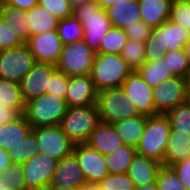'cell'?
<instances>
[{"mask_svg": "<svg viewBox=\"0 0 190 190\" xmlns=\"http://www.w3.org/2000/svg\"><path fill=\"white\" fill-rule=\"evenodd\" d=\"M137 72L150 87L158 86L175 77L164 58L159 61H146Z\"/></svg>", "mask_w": 190, "mask_h": 190, "instance_id": "cell-27", "label": "cell"}, {"mask_svg": "<svg viewBox=\"0 0 190 190\" xmlns=\"http://www.w3.org/2000/svg\"><path fill=\"white\" fill-rule=\"evenodd\" d=\"M190 39V32L180 25L167 20L161 26L152 29L145 43L146 61H159L167 51L183 49Z\"/></svg>", "mask_w": 190, "mask_h": 190, "instance_id": "cell-1", "label": "cell"}, {"mask_svg": "<svg viewBox=\"0 0 190 190\" xmlns=\"http://www.w3.org/2000/svg\"><path fill=\"white\" fill-rule=\"evenodd\" d=\"M95 54L83 39L63 45L56 68L69 77L90 75Z\"/></svg>", "mask_w": 190, "mask_h": 190, "instance_id": "cell-8", "label": "cell"}, {"mask_svg": "<svg viewBox=\"0 0 190 190\" xmlns=\"http://www.w3.org/2000/svg\"><path fill=\"white\" fill-rule=\"evenodd\" d=\"M86 144L103 155L109 154L124 145L114 125L103 121L92 131Z\"/></svg>", "mask_w": 190, "mask_h": 190, "instance_id": "cell-19", "label": "cell"}, {"mask_svg": "<svg viewBox=\"0 0 190 190\" xmlns=\"http://www.w3.org/2000/svg\"><path fill=\"white\" fill-rule=\"evenodd\" d=\"M36 134L39 153L60 161L73 153L75 143L62 131L60 125L32 128Z\"/></svg>", "mask_w": 190, "mask_h": 190, "instance_id": "cell-12", "label": "cell"}, {"mask_svg": "<svg viewBox=\"0 0 190 190\" xmlns=\"http://www.w3.org/2000/svg\"><path fill=\"white\" fill-rule=\"evenodd\" d=\"M133 190H157V185L155 182L149 185L135 186Z\"/></svg>", "mask_w": 190, "mask_h": 190, "instance_id": "cell-50", "label": "cell"}, {"mask_svg": "<svg viewBox=\"0 0 190 190\" xmlns=\"http://www.w3.org/2000/svg\"><path fill=\"white\" fill-rule=\"evenodd\" d=\"M35 63L26 44L0 50V79L21 83Z\"/></svg>", "mask_w": 190, "mask_h": 190, "instance_id": "cell-9", "label": "cell"}, {"mask_svg": "<svg viewBox=\"0 0 190 190\" xmlns=\"http://www.w3.org/2000/svg\"><path fill=\"white\" fill-rule=\"evenodd\" d=\"M136 153L137 150L135 147L123 145L111 153L106 154L105 160L109 174H126Z\"/></svg>", "mask_w": 190, "mask_h": 190, "instance_id": "cell-28", "label": "cell"}, {"mask_svg": "<svg viewBox=\"0 0 190 190\" xmlns=\"http://www.w3.org/2000/svg\"><path fill=\"white\" fill-rule=\"evenodd\" d=\"M157 190H187L179 180L175 171L169 167L162 165L156 177Z\"/></svg>", "mask_w": 190, "mask_h": 190, "instance_id": "cell-39", "label": "cell"}, {"mask_svg": "<svg viewBox=\"0 0 190 190\" xmlns=\"http://www.w3.org/2000/svg\"><path fill=\"white\" fill-rule=\"evenodd\" d=\"M93 1H95L101 7V9L106 10L108 7L124 0H93Z\"/></svg>", "mask_w": 190, "mask_h": 190, "instance_id": "cell-49", "label": "cell"}, {"mask_svg": "<svg viewBox=\"0 0 190 190\" xmlns=\"http://www.w3.org/2000/svg\"><path fill=\"white\" fill-rule=\"evenodd\" d=\"M120 54L127 65L133 71H137L146 62L145 43L128 38L127 43Z\"/></svg>", "mask_w": 190, "mask_h": 190, "instance_id": "cell-34", "label": "cell"}, {"mask_svg": "<svg viewBox=\"0 0 190 190\" xmlns=\"http://www.w3.org/2000/svg\"><path fill=\"white\" fill-rule=\"evenodd\" d=\"M0 16L8 26L11 25L13 29H16V34L24 43L28 41L30 34L25 24L27 18L25 10L4 3L0 7Z\"/></svg>", "mask_w": 190, "mask_h": 190, "instance_id": "cell-29", "label": "cell"}, {"mask_svg": "<svg viewBox=\"0 0 190 190\" xmlns=\"http://www.w3.org/2000/svg\"><path fill=\"white\" fill-rule=\"evenodd\" d=\"M5 4L28 11L38 5V0H5Z\"/></svg>", "mask_w": 190, "mask_h": 190, "instance_id": "cell-47", "label": "cell"}, {"mask_svg": "<svg viewBox=\"0 0 190 190\" xmlns=\"http://www.w3.org/2000/svg\"><path fill=\"white\" fill-rule=\"evenodd\" d=\"M97 106L100 119L106 123L139 115L134 104L127 98L122 87L103 89L98 92Z\"/></svg>", "mask_w": 190, "mask_h": 190, "instance_id": "cell-7", "label": "cell"}, {"mask_svg": "<svg viewBox=\"0 0 190 190\" xmlns=\"http://www.w3.org/2000/svg\"><path fill=\"white\" fill-rule=\"evenodd\" d=\"M73 16L82 24L84 42L96 52L103 37L112 27L106 10L91 0L75 7Z\"/></svg>", "mask_w": 190, "mask_h": 190, "instance_id": "cell-3", "label": "cell"}, {"mask_svg": "<svg viewBox=\"0 0 190 190\" xmlns=\"http://www.w3.org/2000/svg\"><path fill=\"white\" fill-rule=\"evenodd\" d=\"M32 130L31 125L22 114L20 117L0 126V147L5 151L17 146Z\"/></svg>", "mask_w": 190, "mask_h": 190, "instance_id": "cell-25", "label": "cell"}, {"mask_svg": "<svg viewBox=\"0 0 190 190\" xmlns=\"http://www.w3.org/2000/svg\"><path fill=\"white\" fill-rule=\"evenodd\" d=\"M82 190H101L97 185H86Z\"/></svg>", "mask_w": 190, "mask_h": 190, "instance_id": "cell-54", "label": "cell"}, {"mask_svg": "<svg viewBox=\"0 0 190 190\" xmlns=\"http://www.w3.org/2000/svg\"><path fill=\"white\" fill-rule=\"evenodd\" d=\"M70 3V6L74 9L75 7L81 5L84 2H88L91 0H68Z\"/></svg>", "mask_w": 190, "mask_h": 190, "instance_id": "cell-53", "label": "cell"}, {"mask_svg": "<svg viewBox=\"0 0 190 190\" xmlns=\"http://www.w3.org/2000/svg\"><path fill=\"white\" fill-rule=\"evenodd\" d=\"M97 96L98 91L90 75L70 77L65 97L68 107L96 104Z\"/></svg>", "mask_w": 190, "mask_h": 190, "instance_id": "cell-17", "label": "cell"}, {"mask_svg": "<svg viewBox=\"0 0 190 190\" xmlns=\"http://www.w3.org/2000/svg\"><path fill=\"white\" fill-rule=\"evenodd\" d=\"M4 3H5V0H0V7H1V5L4 4Z\"/></svg>", "mask_w": 190, "mask_h": 190, "instance_id": "cell-57", "label": "cell"}, {"mask_svg": "<svg viewBox=\"0 0 190 190\" xmlns=\"http://www.w3.org/2000/svg\"><path fill=\"white\" fill-rule=\"evenodd\" d=\"M100 122L97 104L76 106L67 108L60 127L73 143H86Z\"/></svg>", "mask_w": 190, "mask_h": 190, "instance_id": "cell-6", "label": "cell"}, {"mask_svg": "<svg viewBox=\"0 0 190 190\" xmlns=\"http://www.w3.org/2000/svg\"><path fill=\"white\" fill-rule=\"evenodd\" d=\"M5 188L6 187L3 185V183L1 182V179H0V190H6Z\"/></svg>", "mask_w": 190, "mask_h": 190, "instance_id": "cell-55", "label": "cell"}, {"mask_svg": "<svg viewBox=\"0 0 190 190\" xmlns=\"http://www.w3.org/2000/svg\"><path fill=\"white\" fill-rule=\"evenodd\" d=\"M67 108L66 99L46 92L26 102L23 115L32 128L57 126Z\"/></svg>", "mask_w": 190, "mask_h": 190, "instance_id": "cell-4", "label": "cell"}, {"mask_svg": "<svg viewBox=\"0 0 190 190\" xmlns=\"http://www.w3.org/2000/svg\"><path fill=\"white\" fill-rule=\"evenodd\" d=\"M173 0H138L141 21L152 29L169 20Z\"/></svg>", "mask_w": 190, "mask_h": 190, "instance_id": "cell-22", "label": "cell"}, {"mask_svg": "<svg viewBox=\"0 0 190 190\" xmlns=\"http://www.w3.org/2000/svg\"><path fill=\"white\" fill-rule=\"evenodd\" d=\"M132 71L121 54L96 53L90 76L99 92L121 87Z\"/></svg>", "mask_w": 190, "mask_h": 190, "instance_id": "cell-2", "label": "cell"}, {"mask_svg": "<svg viewBox=\"0 0 190 190\" xmlns=\"http://www.w3.org/2000/svg\"><path fill=\"white\" fill-rule=\"evenodd\" d=\"M112 27L125 29L135 22L141 21V14L138 0H124L106 9Z\"/></svg>", "mask_w": 190, "mask_h": 190, "instance_id": "cell-20", "label": "cell"}, {"mask_svg": "<svg viewBox=\"0 0 190 190\" xmlns=\"http://www.w3.org/2000/svg\"><path fill=\"white\" fill-rule=\"evenodd\" d=\"M101 190H133L135 185L128 174H107L98 184Z\"/></svg>", "mask_w": 190, "mask_h": 190, "instance_id": "cell-40", "label": "cell"}, {"mask_svg": "<svg viewBox=\"0 0 190 190\" xmlns=\"http://www.w3.org/2000/svg\"><path fill=\"white\" fill-rule=\"evenodd\" d=\"M25 44L36 62L57 65L63 44L56 30L30 36Z\"/></svg>", "mask_w": 190, "mask_h": 190, "instance_id": "cell-14", "label": "cell"}, {"mask_svg": "<svg viewBox=\"0 0 190 190\" xmlns=\"http://www.w3.org/2000/svg\"><path fill=\"white\" fill-rule=\"evenodd\" d=\"M188 79L175 76L152 87V97L155 111L166 114L177 105L188 100Z\"/></svg>", "mask_w": 190, "mask_h": 190, "instance_id": "cell-10", "label": "cell"}, {"mask_svg": "<svg viewBox=\"0 0 190 190\" xmlns=\"http://www.w3.org/2000/svg\"><path fill=\"white\" fill-rule=\"evenodd\" d=\"M181 181V184L190 190V158H186L170 166Z\"/></svg>", "mask_w": 190, "mask_h": 190, "instance_id": "cell-45", "label": "cell"}, {"mask_svg": "<svg viewBox=\"0 0 190 190\" xmlns=\"http://www.w3.org/2000/svg\"><path fill=\"white\" fill-rule=\"evenodd\" d=\"M57 70L55 65L36 62L20 83L24 102L46 93L50 79Z\"/></svg>", "mask_w": 190, "mask_h": 190, "instance_id": "cell-16", "label": "cell"}, {"mask_svg": "<svg viewBox=\"0 0 190 190\" xmlns=\"http://www.w3.org/2000/svg\"><path fill=\"white\" fill-rule=\"evenodd\" d=\"M86 185L83 172L73 153L58 161L50 186L83 188Z\"/></svg>", "mask_w": 190, "mask_h": 190, "instance_id": "cell-18", "label": "cell"}, {"mask_svg": "<svg viewBox=\"0 0 190 190\" xmlns=\"http://www.w3.org/2000/svg\"><path fill=\"white\" fill-rule=\"evenodd\" d=\"M69 80L70 77L68 75L57 70L52 75L50 79L49 89H46V92L65 99Z\"/></svg>", "mask_w": 190, "mask_h": 190, "instance_id": "cell-43", "label": "cell"}, {"mask_svg": "<svg viewBox=\"0 0 190 190\" xmlns=\"http://www.w3.org/2000/svg\"><path fill=\"white\" fill-rule=\"evenodd\" d=\"M161 163L136 153L129 166L128 176L135 186L149 185L156 182Z\"/></svg>", "mask_w": 190, "mask_h": 190, "instance_id": "cell-21", "label": "cell"}, {"mask_svg": "<svg viewBox=\"0 0 190 190\" xmlns=\"http://www.w3.org/2000/svg\"><path fill=\"white\" fill-rule=\"evenodd\" d=\"M20 116L21 114L15 108H9L0 104V126L14 121Z\"/></svg>", "mask_w": 190, "mask_h": 190, "instance_id": "cell-46", "label": "cell"}, {"mask_svg": "<svg viewBox=\"0 0 190 190\" xmlns=\"http://www.w3.org/2000/svg\"><path fill=\"white\" fill-rule=\"evenodd\" d=\"M186 158H190V132L170 130L163 165L170 167Z\"/></svg>", "mask_w": 190, "mask_h": 190, "instance_id": "cell-23", "label": "cell"}, {"mask_svg": "<svg viewBox=\"0 0 190 190\" xmlns=\"http://www.w3.org/2000/svg\"><path fill=\"white\" fill-rule=\"evenodd\" d=\"M38 153L39 149L36 134L31 130L17 146L10 149L9 157L11 164L23 165Z\"/></svg>", "mask_w": 190, "mask_h": 190, "instance_id": "cell-31", "label": "cell"}, {"mask_svg": "<svg viewBox=\"0 0 190 190\" xmlns=\"http://www.w3.org/2000/svg\"><path fill=\"white\" fill-rule=\"evenodd\" d=\"M38 5L44 7L59 20L73 16V8L68 0H38Z\"/></svg>", "mask_w": 190, "mask_h": 190, "instance_id": "cell-41", "label": "cell"}, {"mask_svg": "<svg viewBox=\"0 0 190 190\" xmlns=\"http://www.w3.org/2000/svg\"><path fill=\"white\" fill-rule=\"evenodd\" d=\"M15 31L16 29H13L11 25L8 26L0 16V50L16 48L25 44Z\"/></svg>", "mask_w": 190, "mask_h": 190, "instance_id": "cell-42", "label": "cell"}, {"mask_svg": "<svg viewBox=\"0 0 190 190\" xmlns=\"http://www.w3.org/2000/svg\"><path fill=\"white\" fill-rule=\"evenodd\" d=\"M188 89H190V74H189V77H188Z\"/></svg>", "mask_w": 190, "mask_h": 190, "instance_id": "cell-56", "label": "cell"}, {"mask_svg": "<svg viewBox=\"0 0 190 190\" xmlns=\"http://www.w3.org/2000/svg\"><path fill=\"white\" fill-rule=\"evenodd\" d=\"M58 160L38 153L23 166L26 190H46L52 181Z\"/></svg>", "mask_w": 190, "mask_h": 190, "instance_id": "cell-11", "label": "cell"}, {"mask_svg": "<svg viewBox=\"0 0 190 190\" xmlns=\"http://www.w3.org/2000/svg\"><path fill=\"white\" fill-rule=\"evenodd\" d=\"M147 116L136 115L113 123L124 145L137 147L145 131Z\"/></svg>", "mask_w": 190, "mask_h": 190, "instance_id": "cell-24", "label": "cell"}, {"mask_svg": "<svg viewBox=\"0 0 190 190\" xmlns=\"http://www.w3.org/2000/svg\"><path fill=\"white\" fill-rule=\"evenodd\" d=\"M188 100L190 101V89H189V95H188Z\"/></svg>", "mask_w": 190, "mask_h": 190, "instance_id": "cell-58", "label": "cell"}, {"mask_svg": "<svg viewBox=\"0 0 190 190\" xmlns=\"http://www.w3.org/2000/svg\"><path fill=\"white\" fill-rule=\"evenodd\" d=\"M169 20L190 32V0H173Z\"/></svg>", "mask_w": 190, "mask_h": 190, "instance_id": "cell-38", "label": "cell"}, {"mask_svg": "<svg viewBox=\"0 0 190 190\" xmlns=\"http://www.w3.org/2000/svg\"><path fill=\"white\" fill-rule=\"evenodd\" d=\"M0 104L15 108L22 115L25 102L22 97L21 84L7 79H0Z\"/></svg>", "mask_w": 190, "mask_h": 190, "instance_id": "cell-30", "label": "cell"}, {"mask_svg": "<svg viewBox=\"0 0 190 190\" xmlns=\"http://www.w3.org/2000/svg\"><path fill=\"white\" fill-rule=\"evenodd\" d=\"M175 76L188 79L190 74V63L183 49L167 51L163 57Z\"/></svg>", "mask_w": 190, "mask_h": 190, "instance_id": "cell-36", "label": "cell"}, {"mask_svg": "<svg viewBox=\"0 0 190 190\" xmlns=\"http://www.w3.org/2000/svg\"><path fill=\"white\" fill-rule=\"evenodd\" d=\"M26 26L30 36L41 34L43 32L56 30L59 19L48 12L44 7L36 5L26 11Z\"/></svg>", "mask_w": 190, "mask_h": 190, "instance_id": "cell-26", "label": "cell"}, {"mask_svg": "<svg viewBox=\"0 0 190 190\" xmlns=\"http://www.w3.org/2000/svg\"><path fill=\"white\" fill-rule=\"evenodd\" d=\"M124 31L129 39L144 43L151 35L152 28L146 25L144 22L138 21L132 26H127Z\"/></svg>", "mask_w": 190, "mask_h": 190, "instance_id": "cell-44", "label": "cell"}, {"mask_svg": "<svg viewBox=\"0 0 190 190\" xmlns=\"http://www.w3.org/2000/svg\"><path fill=\"white\" fill-rule=\"evenodd\" d=\"M46 190H82V188L49 186Z\"/></svg>", "mask_w": 190, "mask_h": 190, "instance_id": "cell-51", "label": "cell"}, {"mask_svg": "<svg viewBox=\"0 0 190 190\" xmlns=\"http://www.w3.org/2000/svg\"><path fill=\"white\" fill-rule=\"evenodd\" d=\"M121 87L139 114L146 116L158 114L153 104L152 87L142 79L137 71H132Z\"/></svg>", "mask_w": 190, "mask_h": 190, "instance_id": "cell-15", "label": "cell"}, {"mask_svg": "<svg viewBox=\"0 0 190 190\" xmlns=\"http://www.w3.org/2000/svg\"><path fill=\"white\" fill-rule=\"evenodd\" d=\"M6 190H26L23 166L11 164L0 173Z\"/></svg>", "mask_w": 190, "mask_h": 190, "instance_id": "cell-37", "label": "cell"}, {"mask_svg": "<svg viewBox=\"0 0 190 190\" xmlns=\"http://www.w3.org/2000/svg\"><path fill=\"white\" fill-rule=\"evenodd\" d=\"M56 31L63 45L77 42L83 39V28L81 22L74 16L60 19Z\"/></svg>", "mask_w": 190, "mask_h": 190, "instance_id": "cell-32", "label": "cell"}, {"mask_svg": "<svg viewBox=\"0 0 190 190\" xmlns=\"http://www.w3.org/2000/svg\"><path fill=\"white\" fill-rule=\"evenodd\" d=\"M11 165V160L9 157V152L5 151L0 147V173Z\"/></svg>", "mask_w": 190, "mask_h": 190, "instance_id": "cell-48", "label": "cell"}, {"mask_svg": "<svg viewBox=\"0 0 190 190\" xmlns=\"http://www.w3.org/2000/svg\"><path fill=\"white\" fill-rule=\"evenodd\" d=\"M171 130H176L180 132H190V101L177 105L170 111L166 113Z\"/></svg>", "mask_w": 190, "mask_h": 190, "instance_id": "cell-35", "label": "cell"}, {"mask_svg": "<svg viewBox=\"0 0 190 190\" xmlns=\"http://www.w3.org/2000/svg\"><path fill=\"white\" fill-rule=\"evenodd\" d=\"M128 40L124 29L111 27L96 53L120 54Z\"/></svg>", "mask_w": 190, "mask_h": 190, "instance_id": "cell-33", "label": "cell"}, {"mask_svg": "<svg viewBox=\"0 0 190 190\" xmlns=\"http://www.w3.org/2000/svg\"><path fill=\"white\" fill-rule=\"evenodd\" d=\"M73 154L83 172L87 185H96L109 174L105 155L91 148L88 144H75Z\"/></svg>", "mask_w": 190, "mask_h": 190, "instance_id": "cell-13", "label": "cell"}, {"mask_svg": "<svg viewBox=\"0 0 190 190\" xmlns=\"http://www.w3.org/2000/svg\"><path fill=\"white\" fill-rule=\"evenodd\" d=\"M171 130L166 114L147 116L145 131L136 147L137 153L163 165V158Z\"/></svg>", "mask_w": 190, "mask_h": 190, "instance_id": "cell-5", "label": "cell"}, {"mask_svg": "<svg viewBox=\"0 0 190 190\" xmlns=\"http://www.w3.org/2000/svg\"><path fill=\"white\" fill-rule=\"evenodd\" d=\"M183 50H184L185 55L188 58V61L190 63V39L183 46Z\"/></svg>", "mask_w": 190, "mask_h": 190, "instance_id": "cell-52", "label": "cell"}]
</instances>
